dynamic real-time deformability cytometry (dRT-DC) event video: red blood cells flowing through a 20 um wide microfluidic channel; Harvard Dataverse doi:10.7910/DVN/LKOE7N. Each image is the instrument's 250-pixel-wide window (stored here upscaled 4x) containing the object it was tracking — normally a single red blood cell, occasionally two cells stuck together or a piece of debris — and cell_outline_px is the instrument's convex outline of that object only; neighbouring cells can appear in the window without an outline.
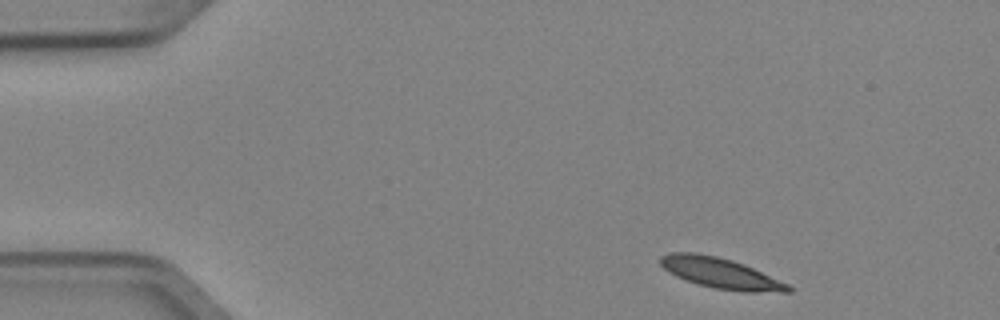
{"species": "Egyptian fruit bat (a non-hibernating species)", "species_latin": "Rousettus aegyptiacus", "temperature_condition": "cold", "stored_images_in_passage": 4, "camera_frame_rate_fps": 3000, "um_per_image_px": 0.085, "animal": {"sex": "female"}, "frame": {"image": 1, "passage_image": 1, "time_ms": 0.0, "image_size_px": [1000, 320], "cell_outline_px": [[792, 292], [744, 292], [712, 288], [696, 284], [676, 276], [668, 272], [660, 264], [660, 256], [668, 252], [696, 252], [716, 256], [732, 260], [744, 264], [788, 284], [792, 288]], "centroid_in_image_um": [61.22, 23.22], "position_along_channel_um": 23.8, "area_um2": 22.89}}
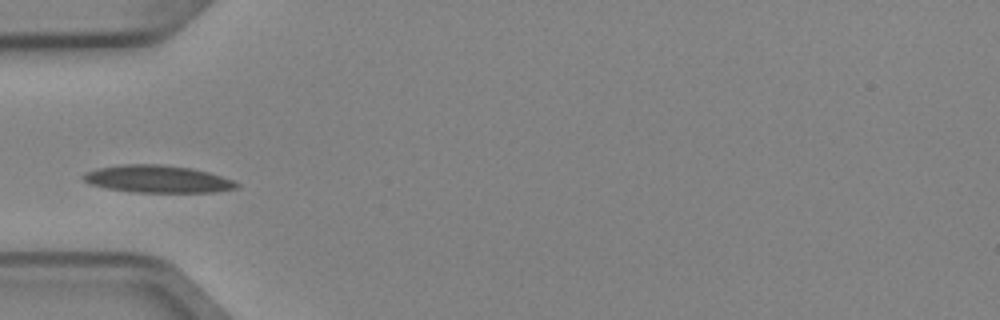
{"frame": {"image": 2, "passage_image": 3, "time_ms": 0.667, "image_size_px": [1000, 320], "cell_outline_px": [[240, 188], [216, 192], [132, 192], [108, 188], [88, 184], [80, 176], [84, 172], [96, 168], [124, 164], [160, 164], [192, 168], [208, 172], [232, 180], [240, 184]], "centroid_in_image_um": [13.37, 15.21], "position_along_channel_um": 71.6, "area_um2": 24.62}}
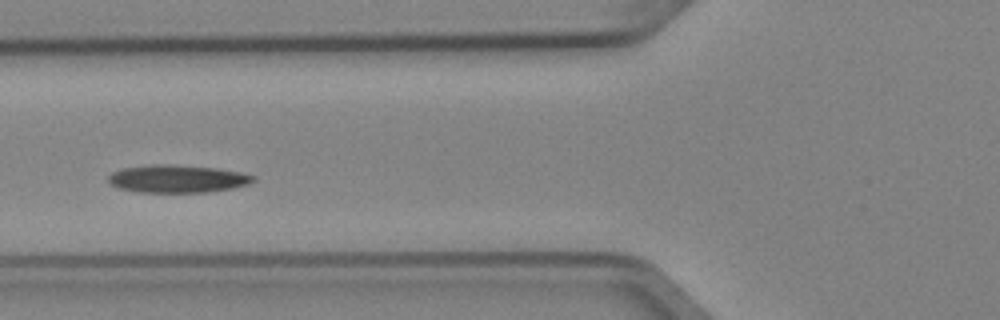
{"frame": {"image": 3, "passage_image": 4, "time_ms": 1.0, "image_size_px": [1000, 320], "cell_outline_px": [[256, 180], [248, 184], [232, 188], [208, 192], [140, 192], [120, 188], [112, 184], [108, 180], [108, 176], [112, 172], [124, 168], [152, 164], [168, 164], [216, 168], [240, 172], [256, 176]], "centroid_in_image_um": [15.1, 15.19], "position_along_channel_um": 110.7, "area_um2": 23.29}}